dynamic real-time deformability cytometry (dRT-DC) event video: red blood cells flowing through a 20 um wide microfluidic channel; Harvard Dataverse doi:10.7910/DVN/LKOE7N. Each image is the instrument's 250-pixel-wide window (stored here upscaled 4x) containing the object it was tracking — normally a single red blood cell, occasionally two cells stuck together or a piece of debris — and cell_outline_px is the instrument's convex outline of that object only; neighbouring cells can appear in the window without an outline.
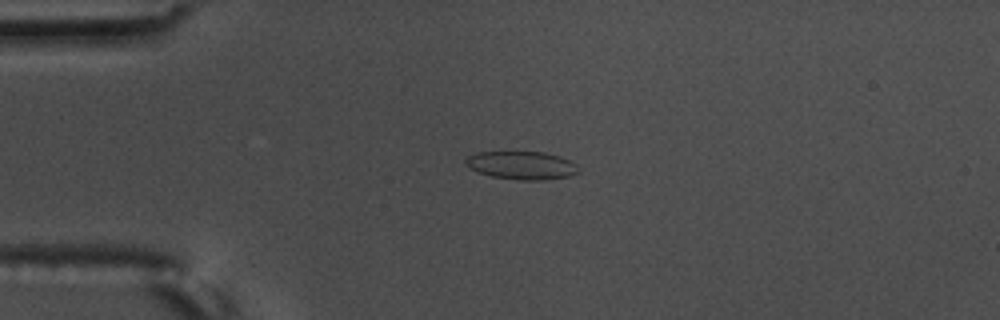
{"species": "common noctule bat (a hibernating species)", "species_latin": "Nyctalus noctula", "temperature_condition": "warm", "stored_images_in_passage": 36, "camera_frame_rate_fps": 3000, "um_per_image_px": 0.085, "animal": {"sex": "male", "body_mass_g": 17.5, "forearm_length_mm": 52.3}, "frame": {"image": 1, "passage_image": 1, "time_ms": 0.0, "image_size_px": [1000, 320], "cell_outline_px": [[580, 172], [568, 176], [540, 180], [520, 180], [492, 176], [468, 168], [464, 164], [464, 160], [468, 156], [476, 152], [544, 152], [560, 156], [576, 164]], "centroid_in_image_um": [44.32, 14.04], "position_along_channel_um": 40.7, "area_um2": 18.44}}
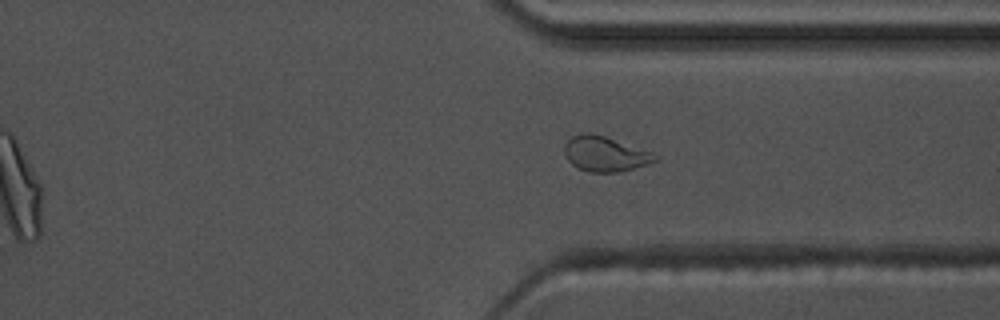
{"frame": {"image": 2, "passage_image": 30, "time_ms": 9.667, "image_size_px": [1000, 320], "cell_outline_px": [[656, 160], [648, 164], [620, 172], [588, 172], [572, 164], [564, 156], [564, 144], [572, 136], [584, 132], [592, 132], [652, 152], [656, 156]], "centroid_in_image_um": [51.39, 13.08], "position_along_channel_um": 360.0, "area_um2": 18.44}, "authors_computed_cell_mechanics": {"area_um2": 17.6868, "velocity_mm_per_s": 3.5942, "shape_relaxation_time_tau1_ms": null, "shape_relaxation_time_tau2_ms": 0.9867, "deformation_change_tau1": null, "deformation_change_tau2": 0.0786}}